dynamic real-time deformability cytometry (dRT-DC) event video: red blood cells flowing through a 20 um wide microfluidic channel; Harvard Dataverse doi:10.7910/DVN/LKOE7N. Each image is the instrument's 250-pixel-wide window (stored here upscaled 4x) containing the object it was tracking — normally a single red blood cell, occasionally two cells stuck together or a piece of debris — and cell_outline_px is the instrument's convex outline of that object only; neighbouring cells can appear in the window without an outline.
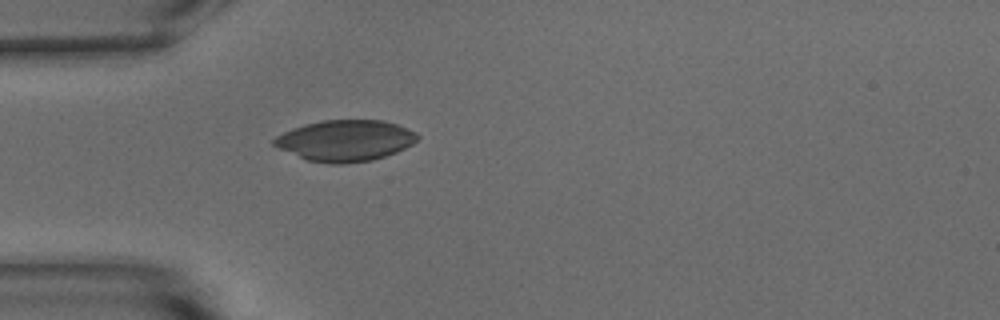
{"species": "common noctule bat (a hibernating species)", "species_latin": "Nyctalus noctula", "temperature_condition": "warm", "stored_images_in_passage": 39, "camera_frame_rate_fps": 3000, "um_per_image_px": 0.085, "animal": {"sex": "male", "body_mass_g": 15.6}, "frame": {"image": 1, "passage_image": 1, "time_ms": 0.0, "image_size_px": [1000, 320], "cell_outline_px": [[420, 136], [412, 144], [396, 152], [372, 160], [344, 164], [328, 164], [308, 160], [280, 148], [272, 144], [272, 140], [276, 136], [292, 128], [304, 124], [324, 120], [384, 120], [396, 124], [416, 132]], "centroid_in_image_um": [29.35, 11.94], "position_along_channel_um": 55.6, "area_um2": 34.22}}
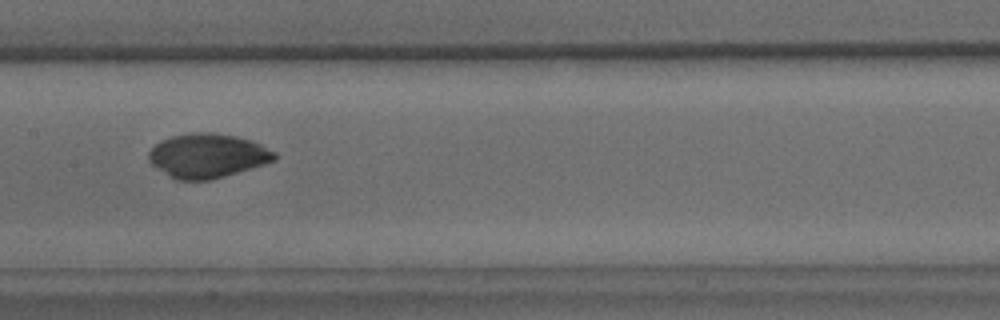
{"frame": {"image": 2, "passage_image": 12, "time_ms": 3.667, "image_size_px": [1000, 320], "cell_outline_px": [[276, 160], [264, 164], [224, 176], [208, 180], [176, 180], [152, 164], [148, 160], [148, 152], [160, 140], [172, 136], [192, 132], [212, 132], [236, 136], [260, 144], [276, 152]], "centroid_in_image_um": [17.62, 13.22], "position_along_channel_um": 189.8, "area_um2": 32.19}}
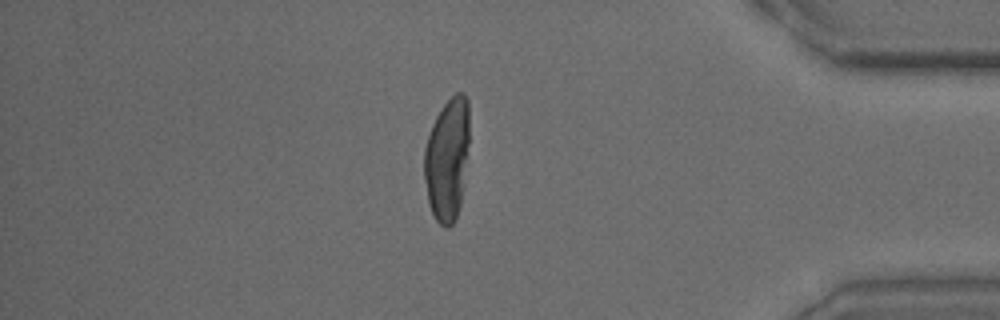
{"frame": {"image": 3, "passage_image": 31, "time_ms": 10.0, "image_size_px": [1000, 320], "cell_outline_px": [[468, 144], [460, 204], [456, 220], [448, 228], [444, 228], [436, 220], [428, 204], [424, 180], [424, 148], [432, 124], [440, 108], [456, 92], [464, 92], [468, 100]], "centroid_in_image_um": [37.99, 13.53], "position_along_channel_um": 397.2, "area_um2": 32.25}}